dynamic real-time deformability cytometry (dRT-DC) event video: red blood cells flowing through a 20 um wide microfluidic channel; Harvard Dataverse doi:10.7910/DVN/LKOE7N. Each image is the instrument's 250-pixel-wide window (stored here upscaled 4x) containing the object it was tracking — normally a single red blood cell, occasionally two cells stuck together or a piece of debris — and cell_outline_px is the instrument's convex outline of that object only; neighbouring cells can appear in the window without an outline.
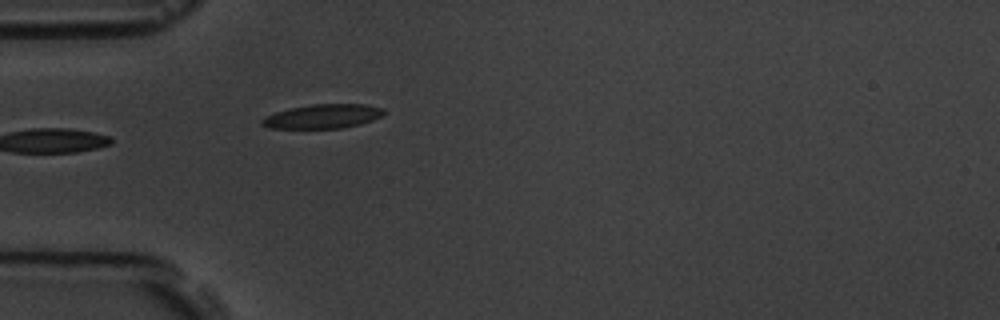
{"species": "common noctule bat (a hibernating species)", "species_latin": "Nyctalus noctula", "temperature_condition": "room temperature", "stored_images_in_passage": 5, "camera_frame_rate_fps": 3000, "um_per_image_px": 0.085, "animal": {"sex": "male", "body_mass_g": 19.5, "forearm_length_mm": 54.6}, "frame": {"image": 1, "passage_image": 5, "time_ms": 5.667, "image_size_px": [1000, 320], "cell_outline_px": [[384, 112], [380, 116], [372, 120], [360, 124], [344, 128], [268, 128], [260, 124], [260, 120], [264, 116], [288, 108], [312, 104], [364, 104], [384, 108]], "centroid_in_image_um": [27.39, 9.89], "position_along_channel_um": 57.6, "area_um2": 17.22}}